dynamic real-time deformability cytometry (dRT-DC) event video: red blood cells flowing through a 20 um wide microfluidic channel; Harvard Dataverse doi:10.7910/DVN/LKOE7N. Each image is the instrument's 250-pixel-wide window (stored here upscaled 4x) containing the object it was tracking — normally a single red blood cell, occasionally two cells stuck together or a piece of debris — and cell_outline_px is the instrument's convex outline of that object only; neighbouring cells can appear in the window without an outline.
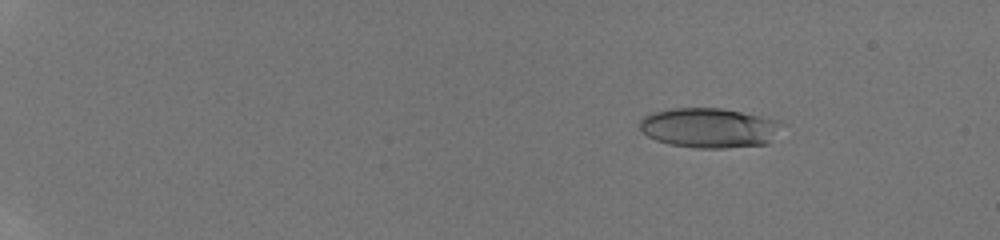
{"species": "human", "species_latin": "Homo sapiens", "temperature_condition": "room temperature", "stored_images_in_passage": 49, "camera_frame_rate_fps": 3000, "um_per_image_px": 0.085, "donor": {"sex": "male"}, "frame": {"image": 1, "passage_image": 6, "time_ms": 1.667, "image_size_px": [1000, 240], "cell_outline_px": [[788, 124], [768, 144], [724, 148], [696, 148], [668, 144], [656, 140], [648, 136], [640, 128], [640, 120], [644, 116], [652, 112], [672, 108], [720, 108], [780, 120]], "centroid_in_image_um": [60.35, 10.87], "position_along_channel_um": 24.6, "area_um2": 33.35}}
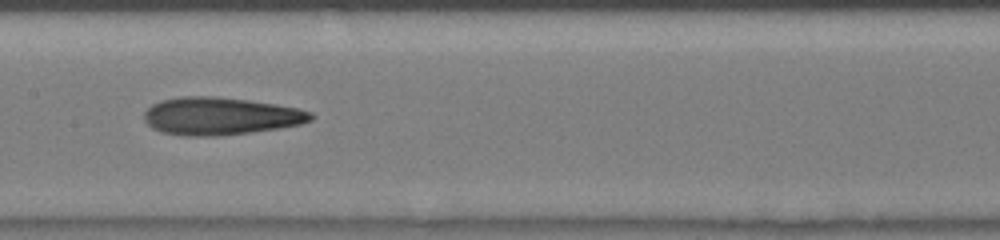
{"frame": {"image": 2, "passage_image": 28, "time_ms": 9.0, "image_size_px": [1000, 240], "cell_outline_px": [[316, 116], [312, 120], [300, 124], [276, 128], [220, 136], [184, 136], [160, 132], [152, 128], [144, 120], [144, 112], [152, 104], [160, 100], [180, 96], [216, 96], [248, 100], [276, 104], [300, 108], [312, 112]], "centroid_in_image_um": [18.72, 9.86], "position_along_channel_um": 188.7, "area_um2": 36.76}}
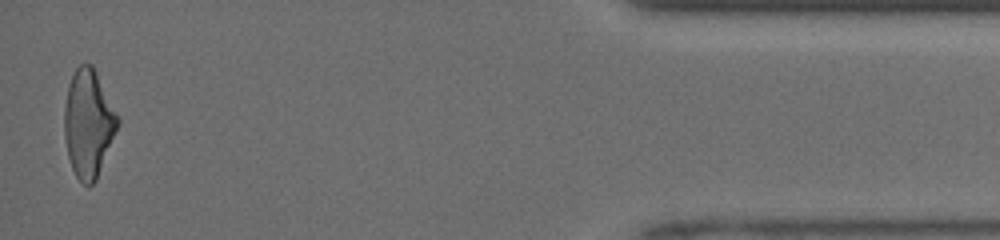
{"frame": {"image": 3, "passage_image": 49, "time_ms": 16.0, "image_size_px": [1000, 240], "cell_outline_px": [[120, 124], [96, 180], [88, 188], [76, 176], [72, 168], [68, 156], [64, 136], [64, 108], [68, 84], [76, 68], [80, 64], [92, 64], [120, 120]], "centroid_in_image_um": [7.51, 10.51], "position_along_channel_um": 427.7, "area_um2": 33.41}, "authors_computed_cell_mechanics": {"area_um2": 34.0442, "velocity_mm_per_s": 4.2682, "shape_relaxation_time_tau1_ms": 8.7801, "shape_relaxation_time_tau2_ms": 3.6545, "deformation_change_tau1": 0.2759, "deformation_change_tau2": 0.1671}}